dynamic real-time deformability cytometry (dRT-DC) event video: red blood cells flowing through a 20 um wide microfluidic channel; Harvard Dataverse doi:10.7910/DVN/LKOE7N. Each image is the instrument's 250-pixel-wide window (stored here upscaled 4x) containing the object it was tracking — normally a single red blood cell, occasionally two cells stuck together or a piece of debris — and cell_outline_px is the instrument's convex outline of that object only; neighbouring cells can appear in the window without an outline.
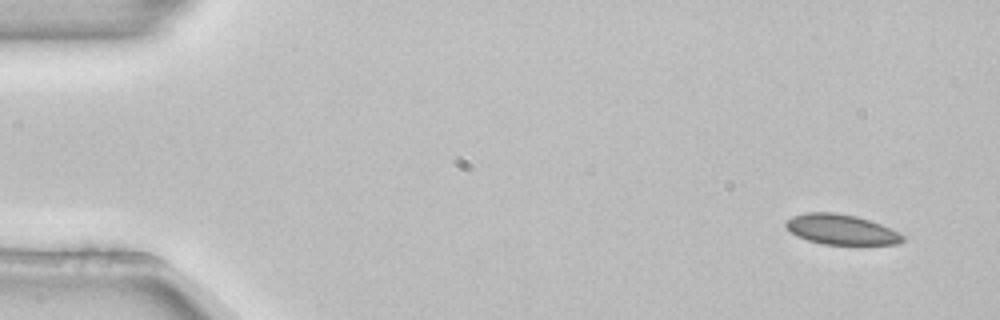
{"species": "common noctule bat (a hibernating species)", "species_latin": "Nyctalus noctula", "temperature_condition": "room temperature", "stored_images_in_passage": 4, "camera_frame_rate_fps": 3000, "um_per_image_px": 0.085, "animal": {"sex": "female", "body_mass_g": 22.7, "forearm_length_mm": 54.2}, "frame": {"image": 1, "passage_image": 1, "time_ms": 0.0, "image_size_px": [1000, 320], "cell_outline_px": [[904, 240], [900, 244], [824, 244], [808, 240], [796, 236], [784, 224], [784, 220], [792, 216], [804, 212], [832, 212], [856, 216], [880, 224], [900, 232], [904, 236]], "centroid_in_image_um": [71.48, 19.5], "position_along_channel_um": 13.5, "area_um2": 20.52}}
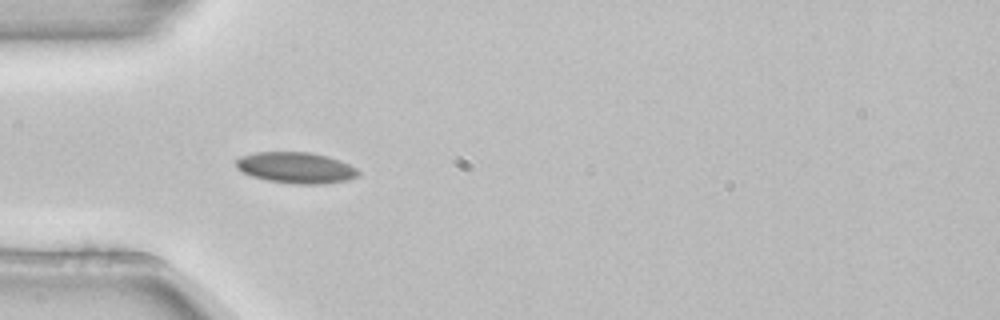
{"frame": {"image": 2, "passage_image": 4, "time_ms": 1.0, "image_size_px": [1000, 320], "cell_outline_px": [[360, 176], [348, 180], [324, 184], [296, 184], [268, 180], [252, 176], [236, 168], [236, 160], [240, 156], [256, 152], [308, 152], [328, 156], [340, 160], [356, 168], [360, 172]], "centroid_in_image_um": [25.19, 14.26], "position_along_channel_um": 59.8, "area_um2": 22.2}}